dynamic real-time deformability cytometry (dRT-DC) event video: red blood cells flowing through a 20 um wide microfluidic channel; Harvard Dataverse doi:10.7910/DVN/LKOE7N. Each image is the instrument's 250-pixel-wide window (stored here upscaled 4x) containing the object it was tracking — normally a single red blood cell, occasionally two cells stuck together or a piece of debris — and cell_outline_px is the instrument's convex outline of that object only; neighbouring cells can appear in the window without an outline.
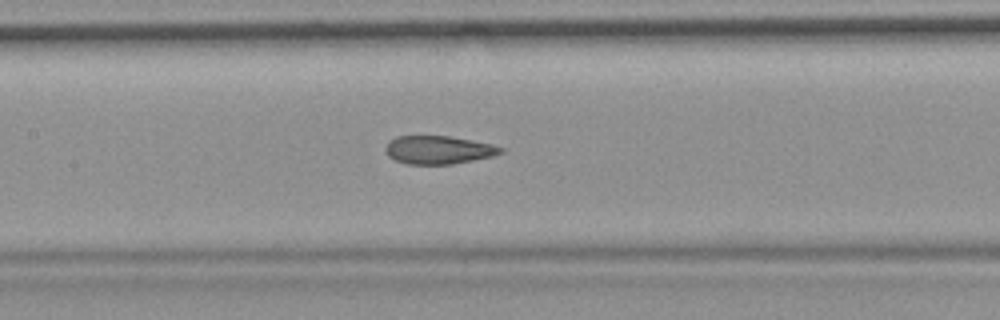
{"species": "common noctule bat (a hibernating species)", "species_latin": "Nyctalus noctula", "temperature_condition": "room temperature", "stored_images_in_passage": 45, "camera_frame_rate_fps": 3000, "um_per_image_px": 0.085, "animal": {"sex": "female", "body_mass_g": 19.9}, "frame": {"image": 1, "passage_image": 26, "time_ms": 8.333, "image_size_px": [1000, 320], "cell_outline_px": [[504, 152], [492, 156], [452, 164], [408, 164], [396, 160], [388, 156], [384, 148], [388, 140], [396, 136], [448, 136], [492, 144], [504, 148]], "centroid_in_image_um": [37.24, 12.73], "position_along_channel_um": 170.2, "area_um2": 18.9}}